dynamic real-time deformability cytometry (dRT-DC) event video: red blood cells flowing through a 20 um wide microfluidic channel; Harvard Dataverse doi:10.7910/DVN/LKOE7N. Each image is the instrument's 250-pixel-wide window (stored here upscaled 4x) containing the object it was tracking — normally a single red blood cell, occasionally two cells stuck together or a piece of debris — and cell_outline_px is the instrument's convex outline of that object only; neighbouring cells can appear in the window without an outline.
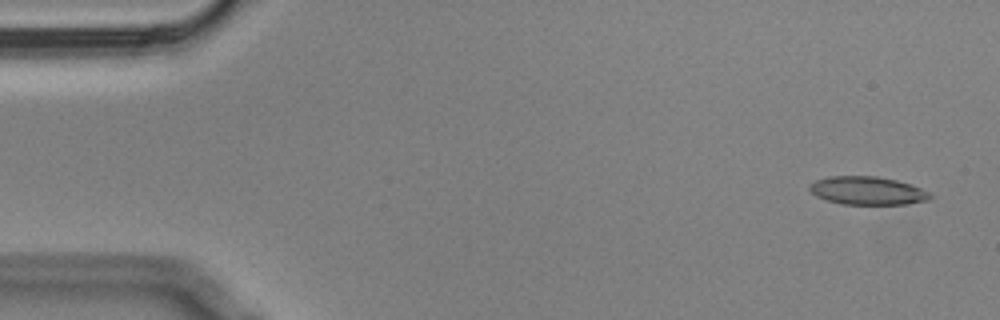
{"species": "Egyptian fruit bat (a non-hibernating species)", "species_latin": "Rousettus aegyptiacus", "temperature_condition": "cold", "stored_images_in_passage": 57, "camera_frame_rate_fps": 3000, "um_per_image_px": 0.085, "animal": {"sex": "male"}, "frame": {"image": 1, "passage_image": 3, "time_ms": 0.667, "image_size_px": [1000, 320], "cell_outline_px": [[932, 196], [928, 200], [908, 204], [840, 204], [824, 200], [816, 196], [808, 188], [816, 180], [828, 176], [876, 176], [896, 180], [932, 192]], "centroid_in_image_um": [73.73, 16.21], "position_along_channel_um": 11.3, "area_um2": 19.83}}
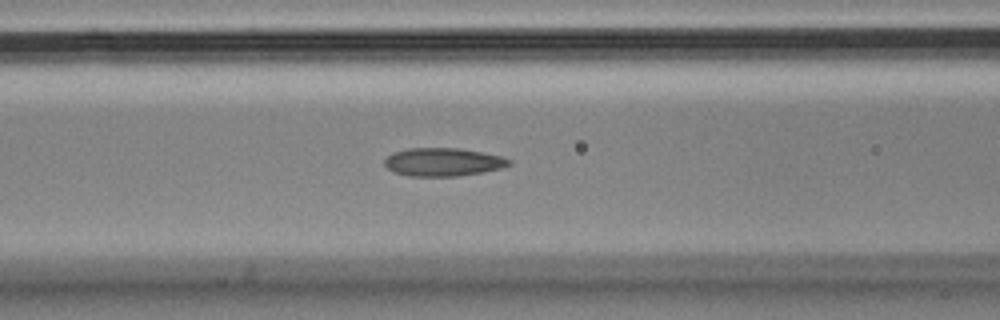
{"frame": {"image": 2, "passage_image": 23, "time_ms": 7.333, "image_size_px": [1000, 320], "cell_outline_px": [[512, 164], [500, 168], [460, 176], [408, 176], [396, 172], [388, 168], [384, 164], [384, 160], [392, 152], [408, 148], [460, 148], [500, 156], [512, 160]], "centroid_in_image_um": [37.64, 13.77], "position_along_channel_um": 129.0, "area_um2": 20.35}}
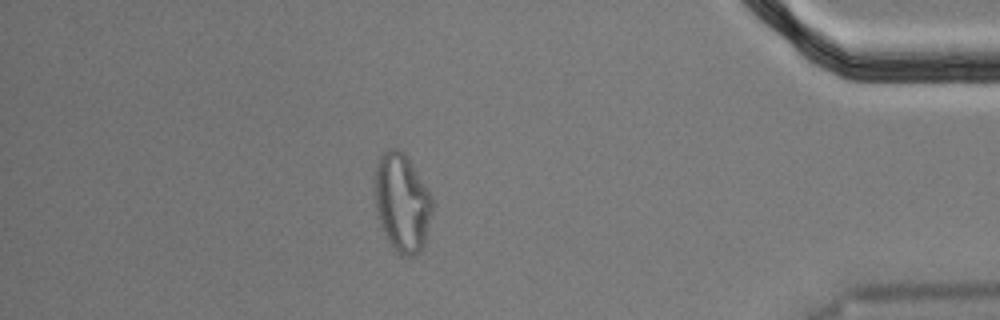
{"frame": {"image": 3, "passage_image": 50, "time_ms": 16.333, "image_size_px": [1000, 320], "cell_outline_px": [[432, 208], [424, 244], [412, 256], [400, 256], [392, 248], [376, 216], [372, 180], [376, 164], [380, 156], [388, 148], [396, 148], [408, 160], [432, 196]], "centroid_in_image_um": [34.1, 17.23], "position_along_channel_um": 401.1, "area_um2": 32.89}, "authors_computed_cell_mechanics": {"area_um2": 20.5768, "velocity_mm_per_s": 3.478, "shape_relaxation_time_tau1_ms": null, "shape_relaxation_time_tau2_ms": 1.9453, "deformation_change_tau1": null, "deformation_change_tau2": 0.098}}